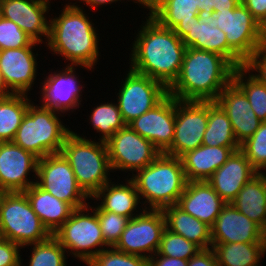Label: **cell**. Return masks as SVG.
Here are the masks:
<instances>
[{
	"instance_id": "d6986e66",
	"label": "cell",
	"mask_w": 266,
	"mask_h": 266,
	"mask_svg": "<svg viewBox=\"0 0 266 266\" xmlns=\"http://www.w3.org/2000/svg\"><path fill=\"white\" fill-rule=\"evenodd\" d=\"M33 41L28 47L0 51V70L5 84L13 94H26L32 89L37 74Z\"/></svg>"
},
{
	"instance_id": "ba28073f",
	"label": "cell",
	"mask_w": 266,
	"mask_h": 266,
	"mask_svg": "<svg viewBox=\"0 0 266 266\" xmlns=\"http://www.w3.org/2000/svg\"><path fill=\"white\" fill-rule=\"evenodd\" d=\"M89 205L74 209L70 217L53 234L66 251L70 250L74 258L77 257L86 264L102 250L110 247L103 238L96 207ZM89 208L93 215L89 213Z\"/></svg>"
},
{
	"instance_id": "836d02e7",
	"label": "cell",
	"mask_w": 266,
	"mask_h": 266,
	"mask_svg": "<svg viewBox=\"0 0 266 266\" xmlns=\"http://www.w3.org/2000/svg\"><path fill=\"white\" fill-rule=\"evenodd\" d=\"M249 73L244 66L237 67L233 71L232 81L245 93L258 119L266 122V86L252 72Z\"/></svg>"
},
{
	"instance_id": "30bf717a",
	"label": "cell",
	"mask_w": 266,
	"mask_h": 266,
	"mask_svg": "<svg viewBox=\"0 0 266 266\" xmlns=\"http://www.w3.org/2000/svg\"><path fill=\"white\" fill-rule=\"evenodd\" d=\"M259 24L242 3L233 10H214L209 16V25L225 33L228 45L245 62L260 49Z\"/></svg>"
},
{
	"instance_id": "484cf974",
	"label": "cell",
	"mask_w": 266,
	"mask_h": 266,
	"mask_svg": "<svg viewBox=\"0 0 266 266\" xmlns=\"http://www.w3.org/2000/svg\"><path fill=\"white\" fill-rule=\"evenodd\" d=\"M24 193L33 211L52 235L70 217L74 210L68 203L59 200L40 188L36 183L31 185Z\"/></svg>"
},
{
	"instance_id": "9a60e30c",
	"label": "cell",
	"mask_w": 266,
	"mask_h": 266,
	"mask_svg": "<svg viewBox=\"0 0 266 266\" xmlns=\"http://www.w3.org/2000/svg\"><path fill=\"white\" fill-rule=\"evenodd\" d=\"M173 31L186 47L219 54L234 68L245 64V61L228 45L225 33L220 28L209 25V16L182 20Z\"/></svg>"
},
{
	"instance_id": "4316f807",
	"label": "cell",
	"mask_w": 266,
	"mask_h": 266,
	"mask_svg": "<svg viewBox=\"0 0 266 266\" xmlns=\"http://www.w3.org/2000/svg\"><path fill=\"white\" fill-rule=\"evenodd\" d=\"M91 199H101V204L97 206L103 211H110L129 219L139 215L133 214L134 211L138 212L136 208L141 202L136 186L130 178L127 183L120 185L109 181Z\"/></svg>"
},
{
	"instance_id": "83f0119b",
	"label": "cell",
	"mask_w": 266,
	"mask_h": 266,
	"mask_svg": "<svg viewBox=\"0 0 266 266\" xmlns=\"http://www.w3.org/2000/svg\"><path fill=\"white\" fill-rule=\"evenodd\" d=\"M162 212L166 229L182 235L201 249L212 248L211 227L206 223L184 212L177 205L168 206Z\"/></svg>"
},
{
	"instance_id": "5b68a950",
	"label": "cell",
	"mask_w": 266,
	"mask_h": 266,
	"mask_svg": "<svg viewBox=\"0 0 266 266\" xmlns=\"http://www.w3.org/2000/svg\"><path fill=\"white\" fill-rule=\"evenodd\" d=\"M61 153L68 160L78 185L90 198L110 181L112 169L105 142L91 141L71 131Z\"/></svg>"
},
{
	"instance_id": "f1b7e54d",
	"label": "cell",
	"mask_w": 266,
	"mask_h": 266,
	"mask_svg": "<svg viewBox=\"0 0 266 266\" xmlns=\"http://www.w3.org/2000/svg\"><path fill=\"white\" fill-rule=\"evenodd\" d=\"M231 204L266 232V174L254 176Z\"/></svg>"
},
{
	"instance_id": "44dd1931",
	"label": "cell",
	"mask_w": 266,
	"mask_h": 266,
	"mask_svg": "<svg viewBox=\"0 0 266 266\" xmlns=\"http://www.w3.org/2000/svg\"><path fill=\"white\" fill-rule=\"evenodd\" d=\"M49 0H0L3 18L13 21L34 41H48L50 21L46 13L50 10Z\"/></svg>"
},
{
	"instance_id": "603a6c76",
	"label": "cell",
	"mask_w": 266,
	"mask_h": 266,
	"mask_svg": "<svg viewBox=\"0 0 266 266\" xmlns=\"http://www.w3.org/2000/svg\"><path fill=\"white\" fill-rule=\"evenodd\" d=\"M257 174L258 172L239 149L231 154L207 182L226 203H231L243 186Z\"/></svg>"
},
{
	"instance_id": "277c9868",
	"label": "cell",
	"mask_w": 266,
	"mask_h": 266,
	"mask_svg": "<svg viewBox=\"0 0 266 266\" xmlns=\"http://www.w3.org/2000/svg\"><path fill=\"white\" fill-rule=\"evenodd\" d=\"M130 178L136 186L144 209L162 210L177 205L187 184V179L179 157L160 155L144 169L138 170Z\"/></svg>"
},
{
	"instance_id": "7402d4cb",
	"label": "cell",
	"mask_w": 266,
	"mask_h": 266,
	"mask_svg": "<svg viewBox=\"0 0 266 266\" xmlns=\"http://www.w3.org/2000/svg\"><path fill=\"white\" fill-rule=\"evenodd\" d=\"M215 102L228 116L237 142L241 145L260 127L258 119L245 93L231 81Z\"/></svg>"
},
{
	"instance_id": "681fc988",
	"label": "cell",
	"mask_w": 266,
	"mask_h": 266,
	"mask_svg": "<svg viewBox=\"0 0 266 266\" xmlns=\"http://www.w3.org/2000/svg\"><path fill=\"white\" fill-rule=\"evenodd\" d=\"M259 44L266 50V18L259 24Z\"/></svg>"
},
{
	"instance_id": "cb8c5ba5",
	"label": "cell",
	"mask_w": 266,
	"mask_h": 266,
	"mask_svg": "<svg viewBox=\"0 0 266 266\" xmlns=\"http://www.w3.org/2000/svg\"><path fill=\"white\" fill-rule=\"evenodd\" d=\"M226 204L207 181H191L187 182L177 206L211 227Z\"/></svg>"
},
{
	"instance_id": "1f68e13d",
	"label": "cell",
	"mask_w": 266,
	"mask_h": 266,
	"mask_svg": "<svg viewBox=\"0 0 266 266\" xmlns=\"http://www.w3.org/2000/svg\"><path fill=\"white\" fill-rule=\"evenodd\" d=\"M202 144L230 147L234 152L241 146L236 140L228 116L215 101H208V124Z\"/></svg>"
},
{
	"instance_id": "ab89813d",
	"label": "cell",
	"mask_w": 266,
	"mask_h": 266,
	"mask_svg": "<svg viewBox=\"0 0 266 266\" xmlns=\"http://www.w3.org/2000/svg\"><path fill=\"white\" fill-rule=\"evenodd\" d=\"M111 248V249H110ZM88 266H149L148 258L131 255L109 247L97 254Z\"/></svg>"
},
{
	"instance_id": "3957f363",
	"label": "cell",
	"mask_w": 266,
	"mask_h": 266,
	"mask_svg": "<svg viewBox=\"0 0 266 266\" xmlns=\"http://www.w3.org/2000/svg\"><path fill=\"white\" fill-rule=\"evenodd\" d=\"M71 4L65 5L59 17L49 19V37L45 43L51 52L70 61L68 66L91 70L100 55L99 36L83 8L76 2Z\"/></svg>"
},
{
	"instance_id": "4fadbf2b",
	"label": "cell",
	"mask_w": 266,
	"mask_h": 266,
	"mask_svg": "<svg viewBox=\"0 0 266 266\" xmlns=\"http://www.w3.org/2000/svg\"><path fill=\"white\" fill-rule=\"evenodd\" d=\"M207 124L208 101H180L175 98L174 137L164 154L180 158L201 146Z\"/></svg>"
},
{
	"instance_id": "ee69618b",
	"label": "cell",
	"mask_w": 266,
	"mask_h": 266,
	"mask_svg": "<svg viewBox=\"0 0 266 266\" xmlns=\"http://www.w3.org/2000/svg\"><path fill=\"white\" fill-rule=\"evenodd\" d=\"M248 71H257L252 75L266 86V50L258 49L244 64Z\"/></svg>"
},
{
	"instance_id": "8fae6325",
	"label": "cell",
	"mask_w": 266,
	"mask_h": 266,
	"mask_svg": "<svg viewBox=\"0 0 266 266\" xmlns=\"http://www.w3.org/2000/svg\"><path fill=\"white\" fill-rule=\"evenodd\" d=\"M124 80L117 93V104L126 125L154 108L168 95V88L163 83L131 68Z\"/></svg>"
},
{
	"instance_id": "ac0fdd59",
	"label": "cell",
	"mask_w": 266,
	"mask_h": 266,
	"mask_svg": "<svg viewBox=\"0 0 266 266\" xmlns=\"http://www.w3.org/2000/svg\"><path fill=\"white\" fill-rule=\"evenodd\" d=\"M212 243H266V232L227 203L211 226Z\"/></svg>"
},
{
	"instance_id": "816d5d0a",
	"label": "cell",
	"mask_w": 266,
	"mask_h": 266,
	"mask_svg": "<svg viewBox=\"0 0 266 266\" xmlns=\"http://www.w3.org/2000/svg\"><path fill=\"white\" fill-rule=\"evenodd\" d=\"M3 18V15H2V8H1V4H0V20Z\"/></svg>"
},
{
	"instance_id": "9c48e42d",
	"label": "cell",
	"mask_w": 266,
	"mask_h": 266,
	"mask_svg": "<svg viewBox=\"0 0 266 266\" xmlns=\"http://www.w3.org/2000/svg\"><path fill=\"white\" fill-rule=\"evenodd\" d=\"M38 179V180H37ZM36 184L73 209L86 206L90 197L78 185L68 160L60 153L49 154L38 160Z\"/></svg>"
},
{
	"instance_id": "7c38bea8",
	"label": "cell",
	"mask_w": 266,
	"mask_h": 266,
	"mask_svg": "<svg viewBox=\"0 0 266 266\" xmlns=\"http://www.w3.org/2000/svg\"><path fill=\"white\" fill-rule=\"evenodd\" d=\"M140 210L143 211L128 221L114 247L124 253L149 259L158 251L165 229V219L162 210Z\"/></svg>"
},
{
	"instance_id": "52a82bcc",
	"label": "cell",
	"mask_w": 266,
	"mask_h": 266,
	"mask_svg": "<svg viewBox=\"0 0 266 266\" xmlns=\"http://www.w3.org/2000/svg\"><path fill=\"white\" fill-rule=\"evenodd\" d=\"M52 234L43 225L24 192L0 195V237L21 248L48 240Z\"/></svg>"
},
{
	"instance_id": "e0dca14e",
	"label": "cell",
	"mask_w": 266,
	"mask_h": 266,
	"mask_svg": "<svg viewBox=\"0 0 266 266\" xmlns=\"http://www.w3.org/2000/svg\"><path fill=\"white\" fill-rule=\"evenodd\" d=\"M164 153L172 144L175 128V98L167 95L159 104L128 124Z\"/></svg>"
},
{
	"instance_id": "b9f144b4",
	"label": "cell",
	"mask_w": 266,
	"mask_h": 266,
	"mask_svg": "<svg viewBox=\"0 0 266 266\" xmlns=\"http://www.w3.org/2000/svg\"><path fill=\"white\" fill-rule=\"evenodd\" d=\"M20 249L16 243L0 237V266H21Z\"/></svg>"
},
{
	"instance_id": "d590c367",
	"label": "cell",
	"mask_w": 266,
	"mask_h": 266,
	"mask_svg": "<svg viewBox=\"0 0 266 266\" xmlns=\"http://www.w3.org/2000/svg\"><path fill=\"white\" fill-rule=\"evenodd\" d=\"M32 254L29 266H66L65 248L52 235L48 240L31 244Z\"/></svg>"
},
{
	"instance_id": "2e32d148",
	"label": "cell",
	"mask_w": 266,
	"mask_h": 266,
	"mask_svg": "<svg viewBox=\"0 0 266 266\" xmlns=\"http://www.w3.org/2000/svg\"><path fill=\"white\" fill-rule=\"evenodd\" d=\"M39 158L15 143L0 142V190L24 192L34 181L27 177L31 172L37 176Z\"/></svg>"
},
{
	"instance_id": "7a4b0ae2",
	"label": "cell",
	"mask_w": 266,
	"mask_h": 266,
	"mask_svg": "<svg viewBox=\"0 0 266 266\" xmlns=\"http://www.w3.org/2000/svg\"><path fill=\"white\" fill-rule=\"evenodd\" d=\"M234 69L219 54L187 47L168 94L180 101H215L232 81Z\"/></svg>"
},
{
	"instance_id": "7dc6e473",
	"label": "cell",
	"mask_w": 266,
	"mask_h": 266,
	"mask_svg": "<svg viewBox=\"0 0 266 266\" xmlns=\"http://www.w3.org/2000/svg\"><path fill=\"white\" fill-rule=\"evenodd\" d=\"M149 266H188V260L167 257L156 253L149 259Z\"/></svg>"
},
{
	"instance_id": "f6af8a7d",
	"label": "cell",
	"mask_w": 266,
	"mask_h": 266,
	"mask_svg": "<svg viewBox=\"0 0 266 266\" xmlns=\"http://www.w3.org/2000/svg\"><path fill=\"white\" fill-rule=\"evenodd\" d=\"M188 266H218L213 249H201L188 260Z\"/></svg>"
},
{
	"instance_id": "60d3db41",
	"label": "cell",
	"mask_w": 266,
	"mask_h": 266,
	"mask_svg": "<svg viewBox=\"0 0 266 266\" xmlns=\"http://www.w3.org/2000/svg\"><path fill=\"white\" fill-rule=\"evenodd\" d=\"M34 40L13 21L0 20V51L28 47Z\"/></svg>"
},
{
	"instance_id": "d6a6232c",
	"label": "cell",
	"mask_w": 266,
	"mask_h": 266,
	"mask_svg": "<svg viewBox=\"0 0 266 266\" xmlns=\"http://www.w3.org/2000/svg\"><path fill=\"white\" fill-rule=\"evenodd\" d=\"M30 103L26 94H12L0 99V142L14 139Z\"/></svg>"
},
{
	"instance_id": "c3c4849f",
	"label": "cell",
	"mask_w": 266,
	"mask_h": 266,
	"mask_svg": "<svg viewBox=\"0 0 266 266\" xmlns=\"http://www.w3.org/2000/svg\"><path fill=\"white\" fill-rule=\"evenodd\" d=\"M78 1L85 2L86 6H89V7H91L94 10H95L96 7L107 5V4H110V3H113V2H118V0H78ZM119 1L121 2V0H119ZM134 3H139L144 8H146V0H135Z\"/></svg>"
},
{
	"instance_id": "5bb4252c",
	"label": "cell",
	"mask_w": 266,
	"mask_h": 266,
	"mask_svg": "<svg viewBox=\"0 0 266 266\" xmlns=\"http://www.w3.org/2000/svg\"><path fill=\"white\" fill-rule=\"evenodd\" d=\"M106 146L112 170L137 172L151 164L161 153L151 141L129 125L115 132Z\"/></svg>"
},
{
	"instance_id": "bcb514c9",
	"label": "cell",
	"mask_w": 266,
	"mask_h": 266,
	"mask_svg": "<svg viewBox=\"0 0 266 266\" xmlns=\"http://www.w3.org/2000/svg\"><path fill=\"white\" fill-rule=\"evenodd\" d=\"M241 3L259 23L266 18V0H241Z\"/></svg>"
},
{
	"instance_id": "7bdbcfd3",
	"label": "cell",
	"mask_w": 266,
	"mask_h": 266,
	"mask_svg": "<svg viewBox=\"0 0 266 266\" xmlns=\"http://www.w3.org/2000/svg\"><path fill=\"white\" fill-rule=\"evenodd\" d=\"M199 9V14L202 17L211 16L214 10H233L241 0H195Z\"/></svg>"
},
{
	"instance_id": "6da1fadb",
	"label": "cell",
	"mask_w": 266,
	"mask_h": 266,
	"mask_svg": "<svg viewBox=\"0 0 266 266\" xmlns=\"http://www.w3.org/2000/svg\"><path fill=\"white\" fill-rule=\"evenodd\" d=\"M147 18L133 42L130 68L168 88L180 72L187 47L173 29L161 26L150 15Z\"/></svg>"
},
{
	"instance_id": "f907efd6",
	"label": "cell",
	"mask_w": 266,
	"mask_h": 266,
	"mask_svg": "<svg viewBox=\"0 0 266 266\" xmlns=\"http://www.w3.org/2000/svg\"><path fill=\"white\" fill-rule=\"evenodd\" d=\"M13 93L10 91L8 86L5 84L2 72L0 70V99L7 98L11 96Z\"/></svg>"
},
{
	"instance_id": "8d00e7d4",
	"label": "cell",
	"mask_w": 266,
	"mask_h": 266,
	"mask_svg": "<svg viewBox=\"0 0 266 266\" xmlns=\"http://www.w3.org/2000/svg\"><path fill=\"white\" fill-rule=\"evenodd\" d=\"M200 250L201 248L195 243L165 228L161 236V242L157 253L167 257L189 260Z\"/></svg>"
},
{
	"instance_id": "74e56055",
	"label": "cell",
	"mask_w": 266,
	"mask_h": 266,
	"mask_svg": "<svg viewBox=\"0 0 266 266\" xmlns=\"http://www.w3.org/2000/svg\"><path fill=\"white\" fill-rule=\"evenodd\" d=\"M240 150L258 173L266 171V122H262L255 133L243 142Z\"/></svg>"
},
{
	"instance_id": "d4e9b609",
	"label": "cell",
	"mask_w": 266,
	"mask_h": 266,
	"mask_svg": "<svg viewBox=\"0 0 266 266\" xmlns=\"http://www.w3.org/2000/svg\"><path fill=\"white\" fill-rule=\"evenodd\" d=\"M234 151L230 147L201 145L186 152L180 159L187 182L207 181Z\"/></svg>"
},
{
	"instance_id": "f546056e",
	"label": "cell",
	"mask_w": 266,
	"mask_h": 266,
	"mask_svg": "<svg viewBox=\"0 0 266 266\" xmlns=\"http://www.w3.org/2000/svg\"><path fill=\"white\" fill-rule=\"evenodd\" d=\"M146 8L161 26L173 29L180 21L202 17L195 0H146Z\"/></svg>"
},
{
	"instance_id": "e575fe53",
	"label": "cell",
	"mask_w": 266,
	"mask_h": 266,
	"mask_svg": "<svg viewBox=\"0 0 266 266\" xmlns=\"http://www.w3.org/2000/svg\"><path fill=\"white\" fill-rule=\"evenodd\" d=\"M89 116L90 124L94 130L101 132L102 136L98 139L107 142L115 132L122 129L126 124L122 120L118 104L104 103L96 106Z\"/></svg>"
},
{
	"instance_id": "ffe728a7",
	"label": "cell",
	"mask_w": 266,
	"mask_h": 266,
	"mask_svg": "<svg viewBox=\"0 0 266 266\" xmlns=\"http://www.w3.org/2000/svg\"><path fill=\"white\" fill-rule=\"evenodd\" d=\"M75 66H66L62 71L54 72L46 76L40 89L42 105L55 111L66 113L71 109L74 111L81 105L80 93L84 86L77 81ZM81 86V87H80ZM82 90V91H81ZM78 106V107H77Z\"/></svg>"
},
{
	"instance_id": "f35d334b",
	"label": "cell",
	"mask_w": 266,
	"mask_h": 266,
	"mask_svg": "<svg viewBox=\"0 0 266 266\" xmlns=\"http://www.w3.org/2000/svg\"><path fill=\"white\" fill-rule=\"evenodd\" d=\"M96 214L105 242L110 247H114L120 240L130 219L110 211H103L98 206L96 207Z\"/></svg>"
},
{
	"instance_id": "8992f818",
	"label": "cell",
	"mask_w": 266,
	"mask_h": 266,
	"mask_svg": "<svg viewBox=\"0 0 266 266\" xmlns=\"http://www.w3.org/2000/svg\"><path fill=\"white\" fill-rule=\"evenodd\" d=\"M58 114L62 116L42 104L37 106L30 103L12 142L39 159L60 153L65 138L72 130L63 125Z\"/></svg>"
},
{
	"instance_id": "4dcf8cb0",
	"label": "cell",
	"mask_w": 266,
	"mask_h": 266,
	"mask_svg": "<svg viewBox=\"0 0 266 266\" xmlns=\"http://www.w3.org/2000/svg\"><path fill=\"white\" fill-rule=\"evenodd\" d=\"M212 249L218 266H260L266 243H212Z\"/></svg>"
}]
</instances>
